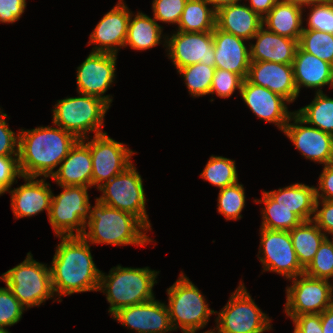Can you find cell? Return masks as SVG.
<instances>
[{"label": "cell", "instance_id": "cell-13", "mask_svg": "<svg viewBox=\"0 0 333 333\" xmlns=\"http://www.w3.org/2000/svg\"><path fill=\"white\" fill-rule=\"evenodd\" d=\"M260 246L257 254L263 271H270L293 279L304 273L295 253L289 231L269 230L260 227Z\"/></svg>", "mask_w": 333, "mask_h": 333}, {"label": "cell", "instance_id": "cell-25", "mask_svg": "<svg viewBox=\"0 0 333 333\" xmlns=\"http://www.w3.org/2000/svg\"><path fill=\"white\" fill-rule=\"evenodd\" d=\"M294 82L298 94L302 87L316 89L323 92L324 86L332 88L333 65L321 60L313 54L303 51L299 46L293 60Z\"/></svg>", "mask_w": 333, "mask_h": 333}, {"label": "cell", "instance_id": "cell-51", "mask_svg": "<svg viewBox=\"0 0 333 333\" xmlns=\"http://www.w3.org/2000/svg\"><path fill=\"white\" fill-rule=\"evenodd\" d=\"M210 6L217 12L219 9L231 4L240 3L242 0H206Z\"/></svg>", "mask_w": 333, "mask_h": 333}, {"label": "cell", "instance_id": "cell-8", "mask_svg": "<svg viewBox=\"0 0 333 333\" xmlns=\"http://www.w3.org/2000/svg\"><path fill=\"white\" fill-rule=\"evenodd\" d=\"M215 314L216 327L203 333H264L272 329L271 318L255 304L242 281Z\"/></svg>", "mask_w": 333, "mask_h": 333}, {"label": "cell", "instance_id": "cell-37", "mask_svg": "<svg viewBox=\"0 0 333 333\" xmlns=\"http://www.w3.org/2000/svg\"><path fill=\"white\" fill-rule=\"evenodd\" d=\"M298 46L305 52L333 65V35L310 29H303Z\"/></svg>", "mask_w": 333, "mask_h": 333}, {"label": "cell", "instance_id": "cell-10", "mask_svg": "<svg viewBox=\"0 0 333 333\" xmlns=\"http://www.w3.org/2000/svg\"><path fill=\"white\" fill-rule=\"evenodd\" d=\"M63 190L52 194L49 223L58 236H82L89 218L90 206L86 186H59Z\"/></svg>", "mask_w": 333, "mask_h": 333}, {"label": "cell", "instance_id": "cell-47", "mask_svg": "<svg viewBox=\"0 0 333 333\" xmlns=\"http://www.w3.org/2000/svg\"><path fill=\"white\" fill-rule=\"evenodd\" d=\"M291 320L294 324L293 333H323L321 314H303Z\"/></svg>", "mask_w": 333, "mask_h": 333}, {"label": "cell", "instance_id": "cell-33", "mask_svg": "<svg viewBox=\"0 0 333 333\" xmlns=\"http://www.w3.org/2000/svg\"><path fill=\"white\" fill-rule=\"evenodd\" d=\"M295 112L309 125L333 135V98L324 92H315L310 104Z\"/></svg>", "mask_w": 333, "mask_h": 333}, {"label": "cell", "instance_id": "cell-14", "mask_svg": "<svg viewBox=\"0 0 333 333\" xmlns=\"http://www.w3.org/2000/svg\"><path fill=\"white\" fill-rule=\"evenodd\" d=\"M117 55L91 51L77 67V93L98 97L111 107L112 95L104 94L115 81Z\"/></svg>", "mask_w": 333, "mask_h": 333}, {"label": "cell", "instance_id": "cell-15", "mask_svg": "<svg viewBox=\"0 0 333 333\" xmlns=\"http://www.w3.org/2000/svg\"><path fill=\"white\" fill-rule=\"evenodd\" d=\"M170 35L166 34L165 51L176 70L199 62L215 66L213 31H175Z\"/></svg>", "mask_w": 333, "mask_h": 333}, {"label": "cell", "instance_id": "cell-9", "mask_svg": "<svg viewBox=\"0 0 333 333\" xmlns=\"http://www.w3.org/2000/svg\"><path fill=\"white\" fill-rule=\"evenodd\" d=\"M143 186L142 177L132 163L100 186L97 190L102 195L96 199L104 205L133 214L151 231Z\"/></svg>", "mask_w": 333, "mask_h": 333}, {"label": "cell", "instance_id": "cell-49", "mask_svg": "<svg viewBox=\"0 0 333 333\" xmlns=\"http://www.w3.org/2000/svg\"><path fill=\"white\" fill-rule=\"evenodd\" d=\"M278 1L279 0H248V6L261 18H263Z\"/></svg>", "mask_w": 333, "mask_h": 333}, {"label": "cell", "instance_id": "cell-26", "mask_svg": "<svg viewBox=\"0 0 333 333\" xmlns=\"http://www.w3.org/2000/svg\"><path fill=\"white\" fill-rule=\"evenodd\" d=\"M262 26V18L244 3L231 4L216 12L218 29L247 41H251Z\"/></svg>", "mask_w": 333, "mask_h": 333}, {"label": "cell", "instance_id": "cell-3", "mask_svg": "<svg viewBox=\"0 0 333 333\" xmlns=\"http://www.w3.org/2000/svg\"><path fill=\"white\" fill-rule=\"evenodd\" d=\"M90 206L89 218L85 222L82 237L91 245L144 246L153 241L148 237L150 231L136 216L104 205L95 198Z\"/></svg>", "mask_w": 333, "mask_h": 333}, {"label": "cell", "instance_id": "cell-19", "mask_svg": "<svg viewBox=\"0 0 333 333\" xmlns=\"http://www.w3.org/2000/svg\"><path fill=\"white\" fill-rule=\"evenodd\" d=\"M240 96L256 117L275 124L281 132L294 113L288 110L287 105L290 103L285 98L267 88L252 84L247 78L243 81Z\"/></svg>", "mask_w": 333, "mask_h": 333}, {"label": "cell", "instance_id": "cell-44", "mask_svg": "<svg viewBox=\"0 0 333 333\" xmlns=\"http://www.w3.org/2000/svg\"><path fill=\"white\" fill-rule=\"evenodd\" d=\"M312 221L327 237L333 238V200L316 199Z\"/></svg>", "mask_w": 333, "mask_h": 333}, {"label": "cell", "instance_id": "cell-18", "mask_svg": "<svg viewBox=\"0 0 333 333\" xmlns=\"http://www.w3.org/2000/svg\"><path fill=\"white\" fill-rule=\"evenodd\" d=\"M130 15L131 10L124 0H118L89 35L87 44L94 45L92 52L117 54L121 48H124Z\"/></svg>", "mask_w": 333, "mask_h": 333}, {"label": "cell", "instance_id": "cell-46", "mask_svg": "<svg viewBox=\"0 0 333 333\" xmlns=\"http://www.w3.org/2000/svg\"><path fill=\"white\" fill-rule=\"evenodd\" d=\"M26 0H0V23H16L25 12Z\"/></svg>", "mask_w": 333, "mask_h": 333}, {"label": "cell", "instance_id": "cell-28", "mask_svg": "<svg viewBox=\"0 0 333 333\" xmlns=\"http://www.w3.org/2000/svg\"><path fill=\"white\" fill-rule=\"evenodd\" d=\"M273 201L295 213L303 222L314 216L315 186L294 183L278 190L264 191Z\"/></svg>", "mask_w": 333, "mask_h": 333}, {"label": "cell", "instance_id": "cell-38", "mask_svg": "<svg viewBox=\"0 0 333 333\" xmlns=\"http://www.w3.org/2000/svg\"><path fill=\"white\" fill-rule=\"evenodd\" d=\"M331 239L327 237L322 242L315 257L304 269V273L307 276L329 281L330 279H333V238Z\"/></svg>", "mask_w": 333, "mask_h": 333}, {"label": "cell", "instance_id": "cell-5", "mask_svg": "<svg viewBox=\"0 0 333 333\" xmlns=\"http://www.w3.org/2000/svg\"><path fill=\"white\" fill-rule=\"evenodd\" d=\"M78 97L57 100L52 109V124L72 133L77 139H85L106 133L104 117L110 106L102 99L78 93Z\"/></svg>", "mask_w": 333, "mask_h": 333}, {"label": "cell", "instance_id": "cell-23", "mask_svg": "<svg viewBox=\"0 0 333 333\" xmlns=\"http://www.w3.org/2000/svg\"><path fill=\"white\" fill-rule=\"evenodd\" d=\"M58 186H86L92 188V158L89 146L82 140L71 147L51 177Z\"/></svg>", "mask_w": 333, "mask_h": 333}, {"label": "cell", "instance_id": "cell-40", "mask_svg": "<svg viewBox=\"0 0 333 333\" xmlns=\"http://www.w3.org/2000/svg\"><path fill=\"white\" fill-rule=\"evenodd\" d=\"M27 309L12 294L6 285L0 287V326L10 327L17 324Z\"/></svg>", "mask_w": 333, "mask_h": 333}, {"label": "cell", "instance_id": "cell-4", "mask_svg": "<svg viewBox=\"0 0 333 333\" xmlns=\"http://www.w3.org/2000/svg\"><path fill=\"white\" fill-rule=\"evenodd\" d=\"M160 271L149 267L134 268L117 265L108 274L101 271L98 292L106 295L108 312L112 316L119 309L141 304L155 298L153 287Z\"/></svg>", "mask_w": 333, "mask_h": 333}, {"label": "cell", "instance_id": "cell-6", "mask_svg": "<svg viewBox=\"0 0 333 333\" xmlns=\"http://www.w3.org/2000/svg\"><path fill=\"white\" fill-rule=\"evenodd\" d=\"M167 308L174 330L196 333L207 326L215 311L209 308L205 296L182 271L172 286L166 289Z\"/></svg>", "mask_w": 333, "mask_h": 333}, {"label": "cell", "instance_id": "cell-52", "mask_svg": "<svg viewBox=\"0 0 333 333\" xmlns=\"http://www.w3.org/2000/svg\"><path fill=\"white\" fill-rule=\"evenodd\" d=\"M284 1L290 2L292 4H297L298 6L304 8L306 6L321 3V2H324L326 0H284Z\"/></svg>", "mask_w": 333, "mask_h": 333}, {"label": "cell", "instance_id": "cell-50", "mask_svg": "<svg viewBox=\"0 0 333 333\" xmlns=\"http://www.w3.org/2000/svg\"><path fill=\"white\" fill-rule=\"evenodd\" d=\"M323 333H333V304L321 313Z\"/></svg>", "mask_w": 333, "mask_h": 333}, {"label": "cell", "instance_id": "cell-30", "mask_svg": "<svg viewBox=\"0 0 333 333\" xmlns=\"http://www.w3.org/2000/svg\"><path fill=\"white\" fill-rule=\"evenodd\" d=\"M289 233L299 263L305 269L327 236L312 220L302 222Z\"/></svg>", "mask_w": 333, "mask_h": 333}, {"label": "cell", "instance_id": "cell-32", "mask_svg": "<svg viewBox=\"0 0 333 333\" xmlns=\"http://www.w3.org/2000/svg\"><path fill=\"white\" fill-rule=\"evenodd\" d=\"M262 199H254V203L264 204L261 208L262 223L261 228L269 230L290 231L303 221L290 209L280 206L262 191Z\"/></svg>", "mask_w": 333, "mask_h": 333}, {"label": "cell", "instance_id": "cell-53", "mask_svg": "<svg viewBox=\"0 0 333 333\" xmlns=\"http://www.w3.org/2000/svg\"><path fill=\"white\" fill-rule=\"evenodd\" d=\"M6 192H8V190L3 185L0 184V196L5 194Z\"/></svg>", "mask_w": 333, "mask_h": 333}, {"label": "cell", "instance_id": "cell-48", "mask_svg": "<svg viewBox=\"0 0 333 333\" xmlns=\"http://www.w3.org/2000/svg\"><path fill=\"white\" fill-rule=\"evenodd\" d=\"M318 180L316 199L333 200V163L323 166Z\"/></svg>", "mask_w": 333, "mask_h": 333}, {"label": "cell", "instance_id": "cell-1", "mask_svg": "<svg viewBox=\"0 0 333 333\" xmlns=\"http://www.w3.org/2000/svg\"><path fill=\"white\" fill-rule=\"evenodd\" d=\"M60 243L50 265L54 294L62 296L98 291L101 271L93 260L90 243L82 236H58Z\"/></svg>", "mask_w": 333, "mask_h": 333}, {"label": "cell", "instance_id": "cell-54", "mask_svg": "<svg viewBox=\"0 0 333 333\" xmlns=\"http://www.w3.org/2000/svg\"><path fill=\"white\" fill-rule=\"evenodd\" d=\"M0 333H10V332L9 330H7V328L0 326Z\"/></svg>", "mask_w": 333, "mask_h": 333}, {"label": "cell", "instance_id": "cell-31", "mask_svg": "<svg viewBox=\"0 0 333 333\" xmlns=\"http://www.w3.org/2000/svg\"><path fill=\"white\" fill-rule=\"evenodd\" d=\"M206 0H188L176 30L181 32H207L216 27V11Z\"/></svg>", "mask_w": 333, "mask_h": 333}, {"label": "cell", "instance_id": "cell-43", "mask_svg": "<svg viewBox=\"0 0 333 333\" xmlns=\"http://www.w3.org/2000/svg\"><path fill=\"white\" fill-rule=\"evenodd\" d=\"M0 108V156L19 155V130L18 133L9 128L7 113Z\"/></svg>", "mask_w": 333, "mask_h": 333}, {"label": "cell", "instance_id": "cell-27", "mask_svg": "<svg viewBox=\"0 0 333 333\" xmlns=\"http://www.w3.org/2000/svg\"><path fill=\"white\" fill-rule=\"evenodd\" d=\"M304 11L297 4L279 0L262 18V25L270 32L299 41Z\"/></svg>", "mask_w": 333, "mask_h": 333}, {"label": "cell", "instance_id": "cell-22", "mask_svg": "<svg viewBox=\"0 0 333 333\" xmlns=\"http://www.w3.org/2000/svg\"><path fill=\"white\" fill-rule=\"evenodd\" d=\"M247 40L226 33L217 27L213 30L215 67L231 71L246 79L250 67V50Z\"/></svg>", "mask_w": 333, "mask_h": 333}, {"label": "cell", "instance_id": "cell-20", "mask_svg": "<svg viewBox=\"0 0 333 333\" xmlns=\"http://www.w3.org/2000/svg\"><path fill=\"white\" fill-rule=\"evenodd\" d=\"M24 184L18 188H11L8 193L11 196V209L15 219L33 217L46 211L49 215L52 190L47 178L22 177Z\"/></svg>", "mask_w": 333, "mask_h": 333}, {"label": "cell", "instance_id": "cell-34", "mask_svg": "<svg viewBox=\"0 0 333 333\" xmlns=\"http://www.w3.org/2000/svg\"><path fill=\"white\" fill-rule=\"evenodd\" d=\"M200 177L213 186L223 189L238 182L235 160L223 156L211 155Z\"/></svg>", "mask_w": 333, "mask_h": 333}, {"label": "cell", "instance_id": "cell-24", "mask_svg": "<svg viewBox=\"0 0 333 333\" xmlns=\"http://www.w3.org/2000/svg\"><path fill=\"white\" fill-rule=\"evenodd\" d=\"M249 42L250 61H268L281 64H293L298 41L280 36L261 27Z\"/></svg>", "mask_w": 333, "mask_h": 333}, {"label": "cell", "instance_id": "cell-41", "mask_svg": "<svg viewBox=\"0 0 333 333\" xmlns=\"http://www.w3.org/2000/svg\"><path fill=\"white\" fill-rule=\"evenodd\" d=\"M244 79L231 71L222 70L216 68L214 77L212 79L210 95L216 94L220 98H229L235 92L239 90L241 92Z\"/></svg>", "mask_w": 333, "mask_h": 333}, {"label": "cell", "instance_id": "cell-2", "mask_svg": "<svg viewBox=\"0 0 333 333\" xmlns=\"http://www.w3.org/2000/svg\"><path fill=\"white\" fill-rule=\"evenodd\" d=\"M77 138L61 127L19 130V168L22 177L51 178Z\"/></svg>", "mask_w": 333, "mask_h": 333}, {"label": "cell", "instance_id": "cell-35", "mask_svg": "<svg viewBox=\"0 0 333 333\" xmlns=\"http://www.w3.org/2000/svg\"><path fill=\"white\" fill-rule=\"evenodd\" d=\"M215 70V66H207L199 62L177 69V73L183 78L189 94L196 98L210 95Z\"/></svg>", "mask_w": 333, "mask_h": 333}, {"label": "cell", "instance_id": "cell-17", "mask_svg": "<svg viewBox=\"0 0 333 333\" xmlns=\"http://www.w3.org/2000/svg\"><path fill=\"white\" fill-rule=\"evenodd\" d=\"M113 319L135 333H169L174 331L165 302L155 298L119 309Z\"/></svg>", "mask_w": 333, "mask_h": 333}, {"label": "cell", "instance_id": "cell-29", "mask_svg": "<svg viewBox=\"0 0 333 333\" xmlns=\"http://www.w3.org/2000/svg\"><path fill=\"white\" fill-rule=\"evenodd\" d=\"M162 32L163 26L154 18L141 11H137L134 15L131 11L124 47L129 46L133 50L144 51L162 44L161 42H164L163 46L166 47V34Z\"/></svg>", "mask_w": 333, "mask_h": 333}, {"label": "cell", "instance_id": "cell-11", "mask_svg": "<svg viewBox=\"0 0 333 333\" xmlns=\"http://www.w3.org/2000/svg\"><path fill=\"white\" fill-rule=\"evenodd\" d=\"M290 281L292 285L286 287L284 306L287 317L321 314L333 304V283L329 280L313 278L303 273Z\"/></svg>", "mask_w": 333, "mask_h": 333}, {"label": "cell", "instance_id": "cell-42", "mask_svg": "<svg viewBox=\"0 0 333 333\" xmlns=\"http://www.w3.org/2000/svg\"><path fill=\"white\" fill-rule=\"evenodd\" d=\"M188 0H153V18L156 21L178 25Z\"/></svg>", "mask_w": 333, "mask_h": 333}, {"label": "cell", "instance_id": "cell-21", "mask_svg": "<svg viewBox=\"0 0 333 333\" xmlns=\"http://www.w3.org/2000/svg\"><path fill=\"white\" fill-rule=\"evenodd\" d=\"M247 79L293 103L299 96L294 82L292 64L251 61Z\"/></svg>", "mask_w": 333, "mask_h": 333}, {"label": "cell", "instance_id": "cell-12", "mask_svg": "<svg viewBox=\"0 0 333 333\" xmlns=\"http://www.w3.org/2000/svg\"><path fill=\"white\" fill-rule=\"evenodd\" d=\"M90 148L92 158V187L98 189L112 177L123 172L136 154L122 142H117L106 133L82 139Z\"/></svg>", "mask_w": 333, "mask_h": 333}, {"label": "cell", "instance_id": "cell-36", "mask_svg": "<svg viewBox=\"0 0 333 333\" xmlns=\"http://www.w3.org/2000/svg\"><path fill=\"white\" fill-rule=\"evenodd\" d=\"M245 188L243 184L237 183L219 190L218 213L222 214L226 221L242 219L241 212L246 206Z\"/></svg>", "mask_w": 333, "mask_h": 333}, {"label": "cell", "instance_id": "cell-45", "mask_svg": "<svg viewBox=\"0 0 333 333\" xmlns=\"http://www.w3.org/2000/svg\"><path fill=\"white\" fill-rule=\"evenodd\" d=\"M20 177L18 156H0V184L9 191Z\"/></svg>", "mask_w": 333, "mask_h": 333}, {"label": "cell", "instance_id": "cell-39", "mask_svg": "<svg viewBox=\"0 0 333 333\" xmlns=\"http://www.w3.org/2000/svg\"><path fill=\"white\" fill-rule=\"evenodd\" d=\"M309 8L310 12L307 15L306 26L303 29L316 30L326 32L333 35V0H326L321 3L306 6L303 9Z\"/></svg>", "mask_w": 333, "mask_h": 333}, {"label": "cell", "instance_id": "cell-7", "mask_svg": "<svg viewBox=\"0 0 333 333\" xmlns=\"http://www.w3.org/2000/svg\"><path fill=\"white\" fill-rule=\"evenodd\" d=\"M37 262L31 252L25 260L0 276L12 294L28 310L40 306L46 300L56 298L51 280L50 266Z\"/></svg>", "mask_w": 333, "mask_h": 333}, {"label": "cell", "instance_id": "cell-16", "mask_svg": "<svg viewBox=\"0 0 333 333\" xmlns=\"http://www.w3.org/2000/svg\"><path fill=\"white\" fill-rule=\"evenodd\" d=\"M283 133L306 159L323 166L333 163V135L309 126L295 111Z\"/></svg>", "mask_w": 333, "mask_h": 333}]
</instances>
